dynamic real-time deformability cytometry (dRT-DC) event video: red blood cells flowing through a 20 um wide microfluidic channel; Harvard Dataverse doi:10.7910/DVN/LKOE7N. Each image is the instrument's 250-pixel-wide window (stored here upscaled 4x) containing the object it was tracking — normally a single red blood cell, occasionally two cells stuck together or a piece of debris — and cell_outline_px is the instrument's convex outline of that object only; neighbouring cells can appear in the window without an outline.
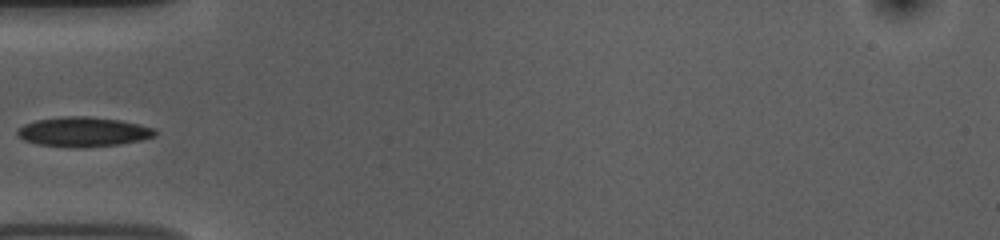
{"species": "common noctule bat (a hibernating species)", "species_latin": "Nyctalus noctula", "temperature_condition": "room temperature", "stored_images_in_passage": 37, "camera_frame_rate_fps": 3000, "um_per_image_px": 0.085, "animal": {"sex": "female", "body_mass_g": 10.0, "forearm_length_mm": 53.1}, "frame": {"image": 1, "passage_image": 1, "time_ms": 0.0, "image_size_px": [1000, 240], "cell_outline_px": [[156, 136], [140, 140], [120, 144], [84, 148], [72, 148], [40, 144], [24, 140], [16, 136], [16, 132], [24, 124], [36, 120], [64, 116], [84, 116], [120, 120], [140, 124], [156, 128]], "centroid_in_image_um": [7.09, 11.21], "position_along_channel_um": 77.9, "area_um2": 23.93}}
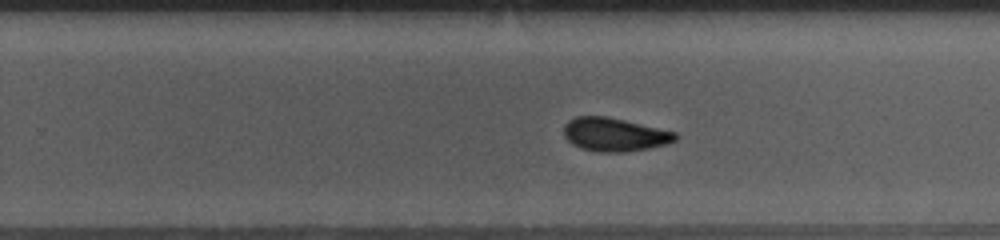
{"frame": {"image": 2, "passage_image": 17, "time_ms": 5.333, "image_size_px": [1000, 240], "cell_outline_px": [[680, 136], [676, 140], [668, 144], [648, 148], [624, 152], [596, 152], [580, 148], [572, 144], [564, 136], [564, 124], [568, 120], [576, 116], [604, 116], [624, 120], [676, 132]], "centroid_in_image_um": [52.23, 11.44], "position_along_channel_um": 277.6, "area_um2": 21.85}}
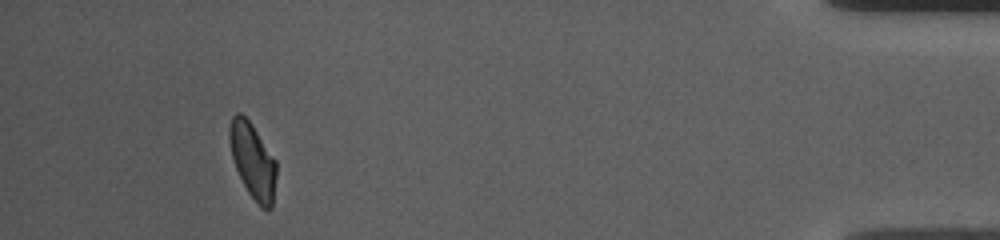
{"frame": {"image": 3, "passage_image": 33, "time_ms": 10.667, "image_size_px": [1000, 240], "cell_outline_px": [[276, 176], [272, 208], [260, 208], [248, 192], [236, 168], [232, 156], [228, 140], [228, 128], [232, 116], [236, 112], [240, 112], [252, 124], [276, 160]], "centroid_in_image_um": [21.47, 13.64], "position_along_channel_um": 413.7, "area_um2": 20.58}}